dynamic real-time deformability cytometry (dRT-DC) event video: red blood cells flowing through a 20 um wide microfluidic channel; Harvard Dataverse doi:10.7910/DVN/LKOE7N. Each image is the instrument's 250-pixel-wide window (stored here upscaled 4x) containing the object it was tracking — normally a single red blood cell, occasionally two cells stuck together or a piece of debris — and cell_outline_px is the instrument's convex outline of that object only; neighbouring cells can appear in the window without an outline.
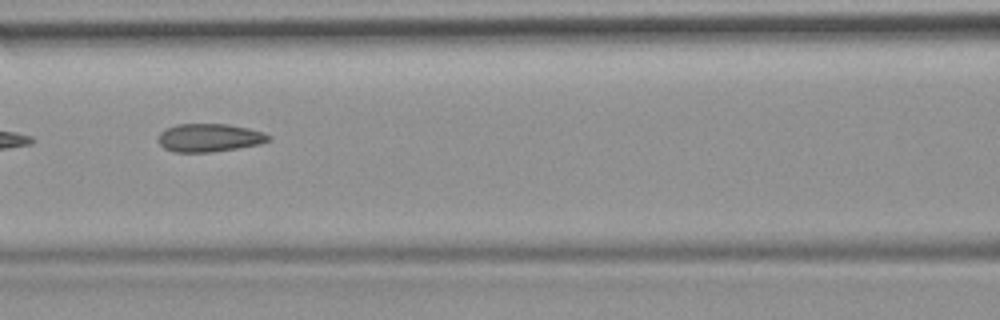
{"species": "common noctule bat (a hibernating species)", "species_latin": "Nyctalus noctula", "temperature_condition": "room temperature", "stored_images_in_passage": 9, "camera_frame_rate_fps": 3000, "um_per_image_px": 0.085, "animal": {"sex": "female", "body_mass_g": 19.9}, "frame": {"image": 1, "passage_image": 6, "time_ms": 1.667, "image_size_px": [1000, 320], "cell_outline_px": [[272, 140], [260, 144], [212, 152], [172, 152], [164, 148], [160, 144], [160, 132], [164, 128], [176, 124], [228, 124], [248, 128], [264, 132], [272, 136]], "centroid_in_image_um": [17.82, 11.7], "position_along_channel_um": 148.8, "area_um2": 18.21}}
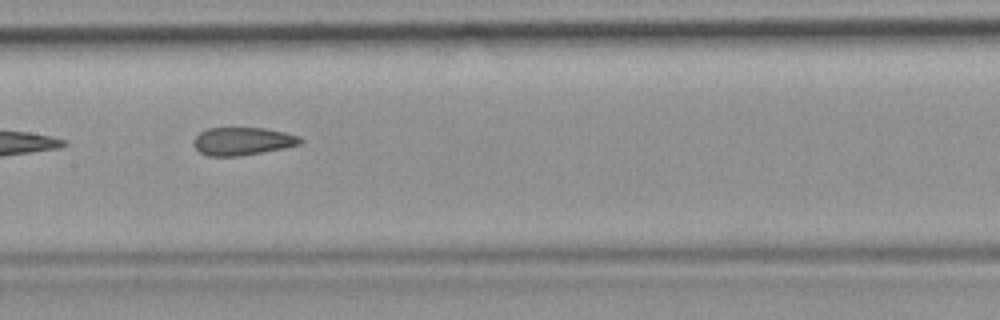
{"frame": {"image": 2, "passage_image": 7, "time_ms": 2.0, "image_size_px": [1000, 320], "cell_outline_px": [[304, 140], [300, 144], [284, 148], [240, 156], [208, 156], [200, 152], [192, 144], [192, 140], [200, 132], [208, 128], [264, 128], [284, 132], [300, 136]], "centroid_in_image_um": [20.61, 12.0], "position_along_channel_um": 186.8, "area_um2": 17.4}}